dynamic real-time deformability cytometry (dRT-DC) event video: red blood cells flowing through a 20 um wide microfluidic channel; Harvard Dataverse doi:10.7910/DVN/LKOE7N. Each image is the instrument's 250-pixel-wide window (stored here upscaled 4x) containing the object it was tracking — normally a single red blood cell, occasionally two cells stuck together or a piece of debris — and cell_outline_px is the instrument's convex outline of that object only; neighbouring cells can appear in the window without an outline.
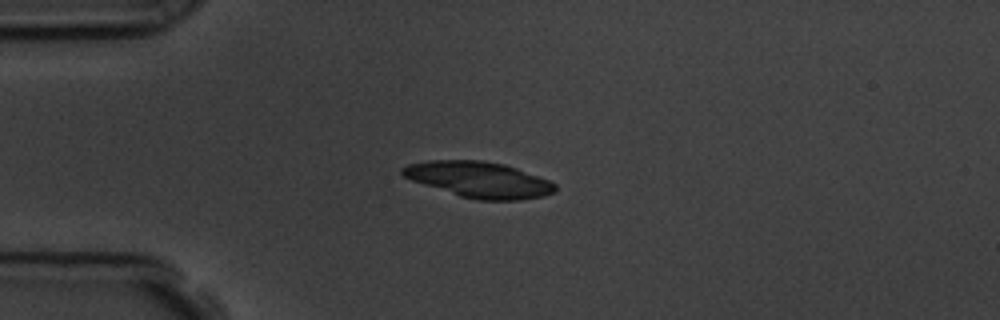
{"species": "common noctule bat (a hibernating species)", "species_latin": "Nyctalus noctula", "temperature_condition": "room temperature", "stored_images_in_passage": 43, "camera_frame_rate_fps": 3000, "um_per_image_px": 0.085, "animal": {"sex": "male", "body_mass_g": 19.5, "forearm_length_mm": 54.6}, "frame": {"image": 1, "passage_image": 1, "time_ms": 0.0, "image_size_px": [1000, 320], "cell_outline_px": [[556, 192], [544, 196], [520, 200], [476, 200], [460, 196], [412, 180], [404, 176], [400, 172], [400, 168], [408, 164], [428, 160], [480, 160], [504, 164], [516, 168], [548, 180], [556, 184]], "centroid_in_image_um": [40.72, 15.27], "position_along_channel_um": 44.3, "area_um2": 31.79}}